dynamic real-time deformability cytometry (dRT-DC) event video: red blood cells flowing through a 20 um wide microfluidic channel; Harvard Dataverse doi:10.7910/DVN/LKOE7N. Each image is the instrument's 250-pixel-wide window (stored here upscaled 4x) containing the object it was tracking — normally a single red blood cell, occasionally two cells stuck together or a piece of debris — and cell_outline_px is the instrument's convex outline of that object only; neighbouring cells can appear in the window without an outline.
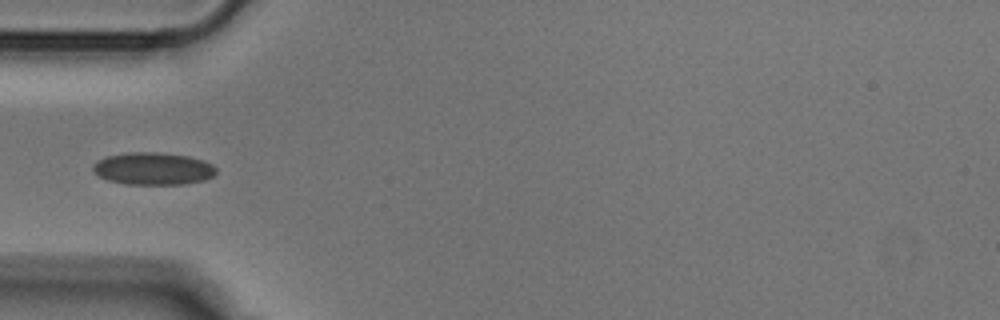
{"species": "Egyptian fruit bat (a non-hibernating species)", "species_latin": "Rousettus aegyptiacus", "temperature_condition": "cold", "stored_images_in_passage": 23, "camera_frame_rate_fps": 3000, "um_per_image_px": 0.085, "animal": {"sex": "male"}, "frame": {"image": 1, "passage_image": 1, "time_ms": 0.0, "image_size_px": [1000, 320], "cell_outline_px": [[216, 172], [212, 176], [204, 180], [184, 184], [124, 184], [108, 180], [100, 176], [92, 168], [92, 164], [96, 160], [108, 156], [128, 152], [156, 152], [188, 156], [212, 164], [216, 168]], "centroid_in_image_um": [12.99, 14.33], "position_along_channel_um": 72.0, "area_um2": 23.12}}
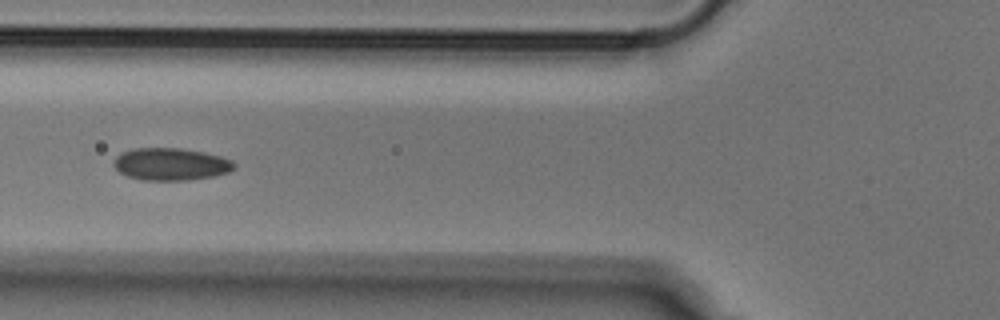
{"frame": {"image": 2, "passage_image": 4, "time_ms": 1.0, "image_size_px": [1000, 320], "cell_outline_px": [[236, 168], [228, 172], [212, 176], [188, 180], [140, 180], [128, 176], [120, 172], [112, 164], [112, 160], [116, 156], [124, 152], [136, 148], [180, 148], [204, 152], [220, 156], [232, 160], [236, 164]], "centroid_in_image_um": [14.52, 13.95], "position_along_channel_um": 111.3, "area_um2": 22.72}}
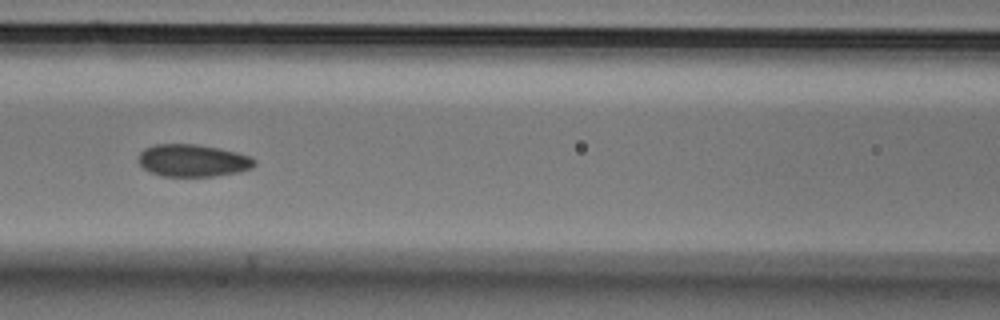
{"frame": {"image": 3, "passage_image": 7, "time_ms": 2.0, "image_size_px": [1000, 320], "cell_outline_px": [[256, 164], [252, 168], [240, 172], [212, 176], [160, 176], [148, 172], [140, 164], [140, 152], [144, 148], [156, 144], [196, 144], [220, 148], [252, 156], [256, 160]], "centroid_in_image_um": [16.42, 13.64], "position_along_channel_um": 150.2, "area_um2": 22.02}}